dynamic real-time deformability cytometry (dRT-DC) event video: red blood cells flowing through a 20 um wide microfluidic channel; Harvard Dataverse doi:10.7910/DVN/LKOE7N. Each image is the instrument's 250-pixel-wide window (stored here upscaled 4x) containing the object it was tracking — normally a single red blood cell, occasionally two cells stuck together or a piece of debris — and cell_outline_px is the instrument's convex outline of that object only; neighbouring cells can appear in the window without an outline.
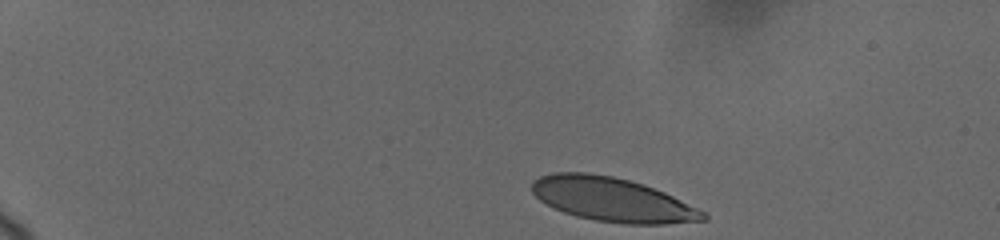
{"species": "human", "species_latin": "Homo sapiens", "temperature_condition": "cold", "stored_images_in_passage": 12, "camera_frame_rate_fps": 3000, "um_per_image_px": 0.085, "donor": {"sex": "female"}, "frame": {"image": 1, "passage_image": 1, "time_ms": 0.0, "image_size_px": [1000, 240], "cell_outline_px": [[708, 220], [668, 224], [624, 224], [596, 220], [576, 216], [564, 212], [540, 200], [532, 192], [532, 180], [540, 176], [552, 172], [588, 172], [612, 176], [644, 184], [664, 192], [704, 212], [708, 216]], "centroid_in_image_um": [52.04, 16.96], "position_along_channel_um": 33.0, "area_um2": 43.75}}
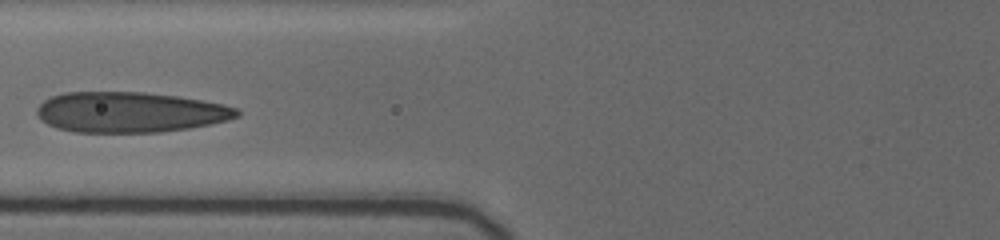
{"frame": {"image": 2, "passage_image": 9, "time_ms": 5.0, "image_size_px": [1000, 240], "cell_outline_px": [[240, 116], [228, 120], [212, 124], [188, 128], [160, 132], [76, 132], [56, 128], [40, 120], [36, 112], [36, 108], [44, 100], [52, 96], [64, 92], [144, 92], [176, 96], [224, 104], [236, 108], [240, 112]], "centroid_in_image_um": [11.03, 9.54], "position_along_channel_um": 114.8, "area_um2": 47.28}}
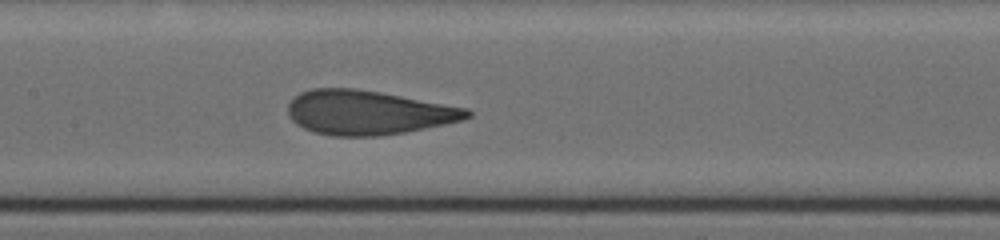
{"frame": {"image": 3, "passage_image": 12, "time_ms": 6.667, "image_size_px": [1000, 240], "cell_outline_px": [[472, 116], [464, 120], [404, 132], [380, 136], [332, 136], [312, 132], [296, 124], [288, 116], [288, 104], [300, 92], [312, 88], [352, 88], [380, 92], [468, 108], [472, 112]], "centroid_in_image_um": [31.27, 9.57], "position_along_channel_um": 176.1, "area_um2": 46.24}}